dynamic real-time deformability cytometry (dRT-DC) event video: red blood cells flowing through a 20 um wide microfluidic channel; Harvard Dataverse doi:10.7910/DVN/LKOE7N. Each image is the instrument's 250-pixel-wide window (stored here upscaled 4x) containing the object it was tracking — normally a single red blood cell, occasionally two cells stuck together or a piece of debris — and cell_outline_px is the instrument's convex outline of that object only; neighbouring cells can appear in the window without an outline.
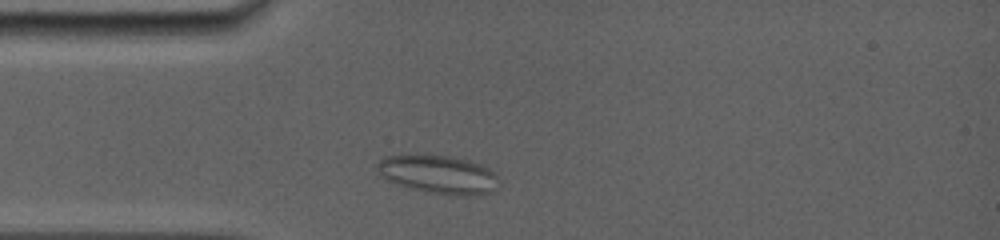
{"species": "common noctule bat (a hibernating species)", "species_latin": "Nyctalus noctula", "temperature_condition": "room temperature", "stored_images_in_passage": 19, "camera_frame_rate_fps": 5000, "um_per_image_px": 0.085, "animal": {"sex": "female", "body_mass_g": 19.0, "forearm_length_mm": 56.7}, "frame": {"image": 1, "passage_image": 3, "time_ms": 1.2, "image_size_px": [1000, 240], "cell_outline_px": [[500, 180], [496, 188], [488, 192], [464, 196], [432, 192], [412, 188], [396, 184], [384, 180], [376, 172], [376, 164], [384, 156], [452, 156], [468, 160], [480, 164], [496, 172]], "centroid_in_image_um": [37.25, 14.83], "position_along_channel_um": 47.7, "area_um2": 26.99}}
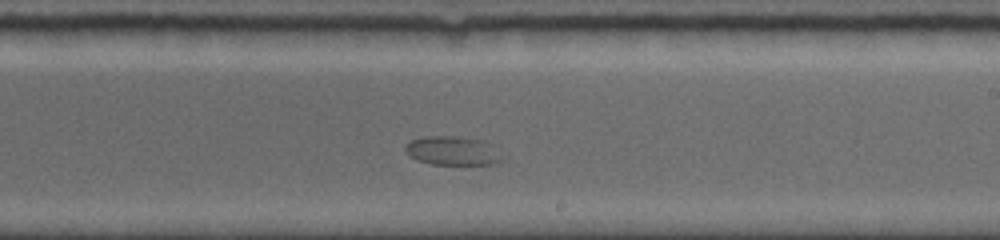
{"frame": {"image": 2, "passage_image": 12, "time_ms": 7.0, "image_size_px": [1000, 240], "cell_outline_px": [[500, 160], [492, 164], [432, 164], [416, 160], [404, 148], [412, 140], [428, 136], [456, 136], [484, 140], [492, 144]], "centroid_in_image_um": [38.45, 12.8], "position_along_channel_um": 250.6, "area_um2": 15.84}}
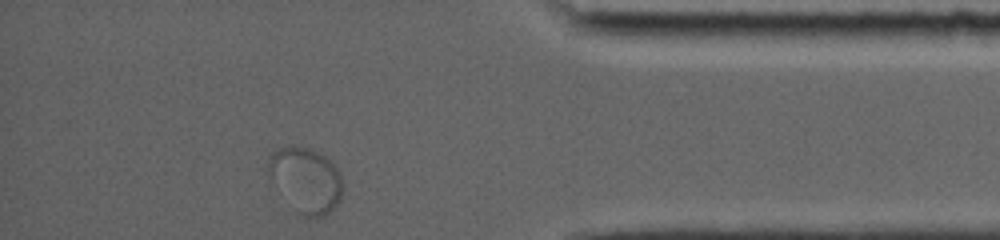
{"frame": {"image": 3, "passage_image": 19, "time_ms": 11.8, "image_size_px": [1000, 240], "cell_outline_px": [[344, 188], [340, 200], [324, 216], [308, 220], [300, 212], [268, 176], [268, 160], [272, 152], [288, 144], [308, 148], [324, 156], [340, 172]], "centroid_in_image_um": [26.02, 15.28], "position_along_channel_um": 409.2, "area_um2": 27.74}}